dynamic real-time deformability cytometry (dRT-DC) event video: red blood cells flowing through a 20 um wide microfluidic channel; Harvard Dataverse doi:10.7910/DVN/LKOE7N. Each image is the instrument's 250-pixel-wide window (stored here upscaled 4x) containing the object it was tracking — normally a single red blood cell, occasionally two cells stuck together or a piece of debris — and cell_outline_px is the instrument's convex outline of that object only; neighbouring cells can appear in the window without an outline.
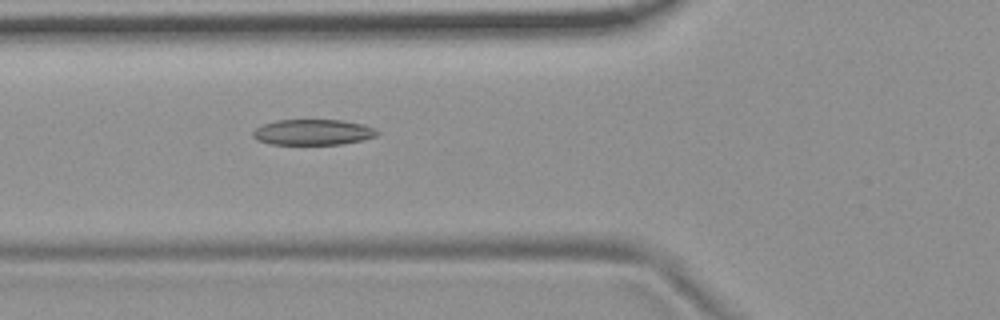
{"species": "common noctule bat (a hibernating species)", "species_latin": "Nyctalus noctula", "temperature_condition": "room temperature", "stored_images_in_passage": 3, "camera_frame_rate_fps": 3000, "um_per_image_px": 0.085, "animal": {"sex": "female", "body_mass_g": 19.9}, "frame": {"image": 1, "passage_image": 3, "time_ms": 0.667, "image_size_px": [1000, 320], "cell_outline_px": [[380, 132], [376, 136], [360, 140], [340, 144], [272, 144], [256, 140], [252, 136], [252, 132], [256, 128], [264, 124], [276, 120], [340, 120], [364, 124], [376, 128]], "centroid_in_image_um": [26.6, 11.23], "position_along_channel_um": 99.2, "area_um2": 18.55}}